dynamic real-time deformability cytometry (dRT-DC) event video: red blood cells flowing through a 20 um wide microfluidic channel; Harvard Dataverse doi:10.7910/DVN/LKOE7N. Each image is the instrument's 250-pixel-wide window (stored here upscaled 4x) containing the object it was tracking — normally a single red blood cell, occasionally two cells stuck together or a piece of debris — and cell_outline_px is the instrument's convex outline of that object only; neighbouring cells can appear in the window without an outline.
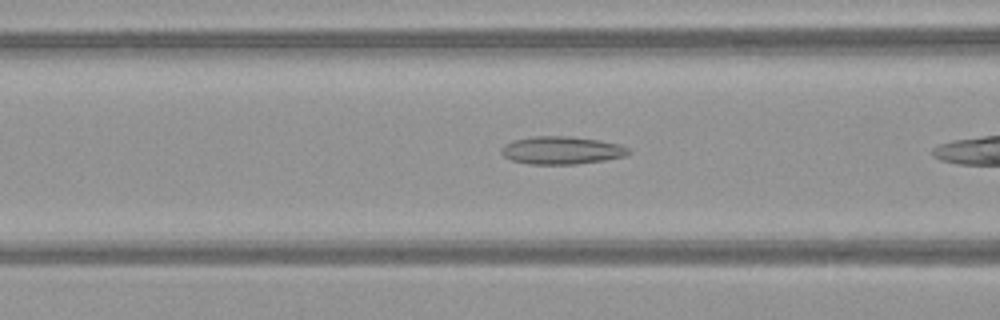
{"species": "common noctule bat (a hibernating species)", "species_latin": "Nyctalus noctula", "temperature_condition": "warm", "stored_images_in_passage": 10, "camera_frame_rate_fps": 3000, "um_per_image_px": 0.085, "animal": {"sex": "female", "body_mass_g": 21.9}, "frame": {"image": 1, "passage_image": 9, "time_ms": 2.667, "image_size_px": [1000, 320], "cell_outline_px": [[632, 152], [628, 156], [604, 160], [576, 164], [528, 164], [512, 160], [504, 156], [500, 152], [500, 148], [504, 144], [512, 140], [532, 136], [572, 136], [600, 140], [620, 144], [628, 148]], "centroid_in_image_um": [47.75, 12.77], "position_along_channel_um": 118.9, "area_um2": 20.92}}